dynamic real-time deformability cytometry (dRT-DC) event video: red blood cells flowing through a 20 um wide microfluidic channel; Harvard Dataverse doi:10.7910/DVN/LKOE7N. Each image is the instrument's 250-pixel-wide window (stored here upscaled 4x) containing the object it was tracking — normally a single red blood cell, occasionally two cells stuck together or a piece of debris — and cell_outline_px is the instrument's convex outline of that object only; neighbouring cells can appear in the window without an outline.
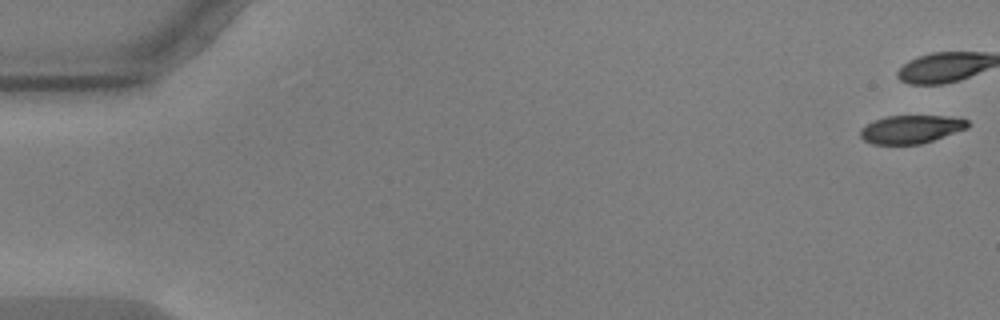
{"species": "common noctule bat (a hibernating species)", "species_latin": "Nyctalus noctula", "temperature_condition": "warm", "stored_images_in_passage": 16, "camera_frame_rate_fps": 3000, "um_per_image_px": 0.085, "animal": {"sex": "male", "body_mass_g": 17.9, "forearm_length_mm": 54.2}, "frame": {"image": 1, "passage_image": 1, "time_ms": 0.0, "image_size_px": [1000, 320], "cell_outline_px": [[968, 128], [920, 144], [872, 144], [864, 140], [860, 136], [860, 128], [876, 120], [888, 116], [960, 116], [968, 120]], "centroid_in_image_um": [77.46, 10.98], "position_along_channel_um": 7.5, "area_um2": 17.57}}